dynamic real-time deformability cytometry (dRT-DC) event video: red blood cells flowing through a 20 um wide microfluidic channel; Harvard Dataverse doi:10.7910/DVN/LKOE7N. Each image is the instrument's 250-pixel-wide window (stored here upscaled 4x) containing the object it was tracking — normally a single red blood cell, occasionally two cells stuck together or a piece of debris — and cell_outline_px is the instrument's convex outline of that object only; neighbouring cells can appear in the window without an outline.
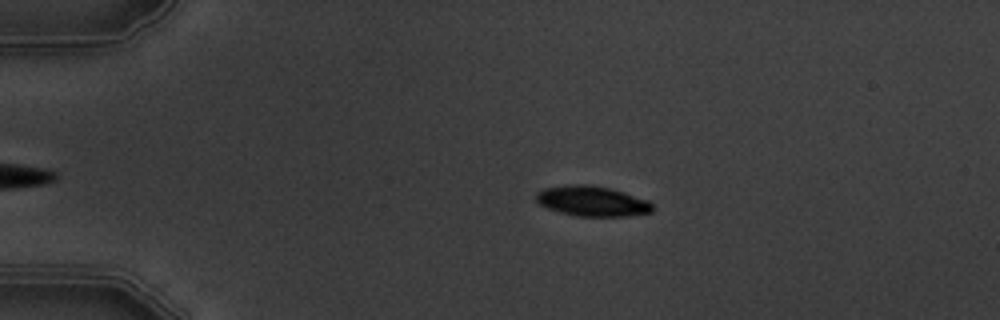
{"species": "common noctule bat (a hibernating species)", "species_latin": "Nyctalus noctula", "temperature_condition": "warm", "stored_images_in_passage": 3, "camera_frame_rate_fps": 3000, "um_per_image_px": 0.085, "animal": {"sex": "male", "body_mass_g": 19.5, "forearm_length_mm": 54.6}, "frame": {"image": 1, "passage_image": 2, "time_ms": 1.0, "image_size_px": [1000, 320], "cell_outline_px": [[656, 208], [652, 212], [628, 216], [576, 216], [560, 212], [548, 208], [540, 204], [536, 200], [536, 192], [544, 188], [564, 184], [592, 184], [612, 188], [648, 200]], "centroid_in_image_um": [50.35, 17.08], "position_along_channel_um": 34.7, "area_um2": 20.81}}